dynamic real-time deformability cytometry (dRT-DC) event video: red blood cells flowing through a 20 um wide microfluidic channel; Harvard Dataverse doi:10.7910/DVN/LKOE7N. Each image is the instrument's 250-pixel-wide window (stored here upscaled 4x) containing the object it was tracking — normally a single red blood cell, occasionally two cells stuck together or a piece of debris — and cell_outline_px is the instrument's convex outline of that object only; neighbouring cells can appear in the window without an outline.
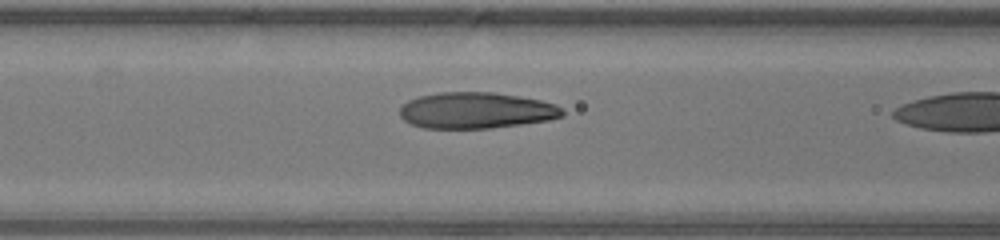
{"species": "human", "species_latin": "Homo sapiens", "temperature_condition": "warm", "stored_images_in_passage": 16, "camera_frame_rate_fps": 3000, "um_per_image_px": 0.085, "donor": {"sex": "male"}, "frame": {"image": 1, "passage_image": 14, "time_ms": 4.333, "image_size_px": [1000, 240], "cell_outline_px": [[564, 116], [548, 120], [492, 128], [424, 128], [412, 124], [404, 120], [400, 116], [400, 108], [408, 100], [420, 96], [440, 92], [492, 92], [540, 100], [556, 104], [564, 112]], "centroid_in_image_um": [40.46, 9.39], "position_along_channel_um": 126.1, "area_um2": 34.1}}